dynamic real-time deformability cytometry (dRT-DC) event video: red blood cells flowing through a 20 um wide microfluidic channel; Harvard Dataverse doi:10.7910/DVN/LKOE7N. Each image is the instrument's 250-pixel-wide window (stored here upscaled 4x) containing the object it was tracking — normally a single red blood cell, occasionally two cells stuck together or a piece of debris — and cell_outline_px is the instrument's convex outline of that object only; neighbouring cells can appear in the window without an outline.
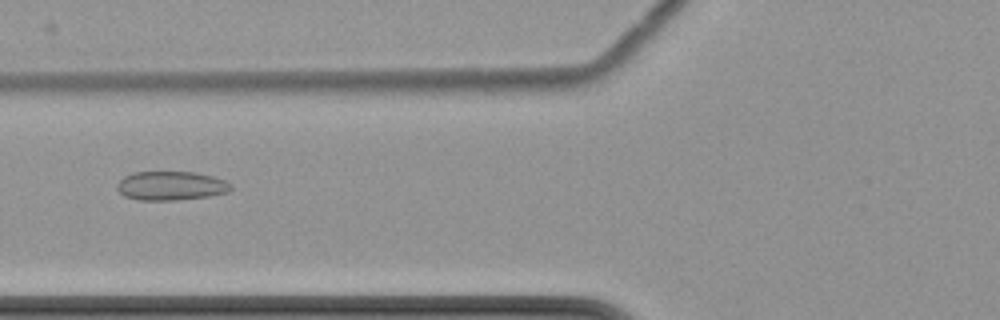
{"species": "common noctule bat (a hibernating species)", "species_latin": "Nyctalus noctula", "temperature_condition": "cold", "stored_images_in_passage": 4, "camera_frame_rate_fps": 3000, "um_per_image_px": 0.085, "animal": {"sex": "female", "body_mass_g": 22.7, "forearm_length_mm": 54.2}, "frame": {"image": 1, "passage_image": 2, "time_ms": 1.333, "image_size_px": [1000, 320], "cell_outline_px": [[232, 188], [228, 192], [208, 196], [176, 200], [136, 200], [124, 196], [116, 188], [116, 184], [124, 176], [132, 172], [196, 172], [212, 176], [224, 180], [232, 184]], "centroid_in_image_um": [14.51, 15.79], "position_along_channel_um": 111.3, "area_um2": 19.31}}
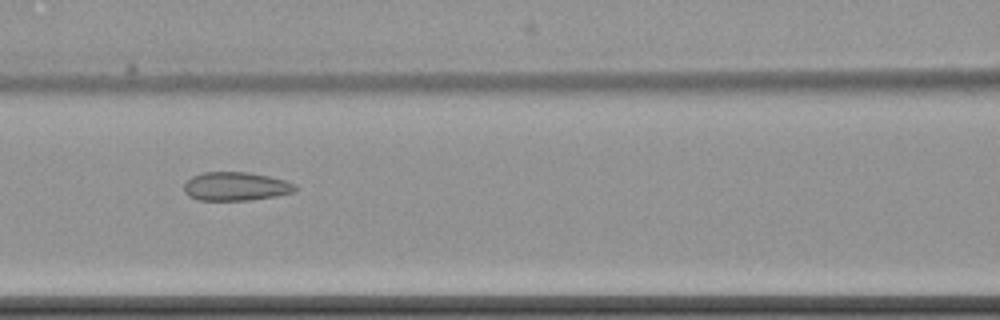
{"frame": {"image": 2, "passage_image": 3, "time_ms": 2.333, "image_size_px": [1000, 320], "cell_outline_px": [[296, 188], [292, 192], [276, 196], [248, 200], [196, 200], [188, 196], [184, 192], [184, 184], [192, 176], [204, 172], [248, 172], [268, 176], [284, 180], [296, 184]], "centroid_in_image_um": [20.01, 15.84], "position_along_channel_um": 146.6, "area_um2": 18.5}}
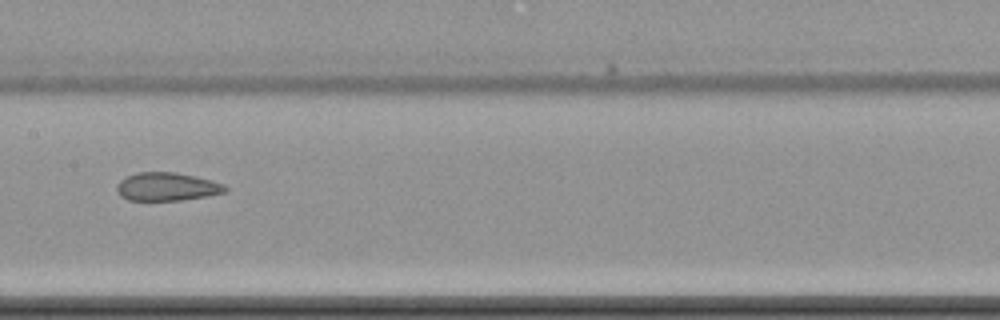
{"frame": {"image": 3, "passage_image": 4, "time_ms": 3.667, "image_size_px": [1000, 320], "cell_outline_px": [[228, 192], [180, 200], [128, 200], [120, 196], [116, 192], [116, 184], [120, 180], [136, 172], [176, 172], [196, 176], [212, 180], [224, 184], [228, 188]], "centroid_in_image_um": [14.18, 15.86], "position_along_channel_um": 193.2, "area_um2": 17.98}}